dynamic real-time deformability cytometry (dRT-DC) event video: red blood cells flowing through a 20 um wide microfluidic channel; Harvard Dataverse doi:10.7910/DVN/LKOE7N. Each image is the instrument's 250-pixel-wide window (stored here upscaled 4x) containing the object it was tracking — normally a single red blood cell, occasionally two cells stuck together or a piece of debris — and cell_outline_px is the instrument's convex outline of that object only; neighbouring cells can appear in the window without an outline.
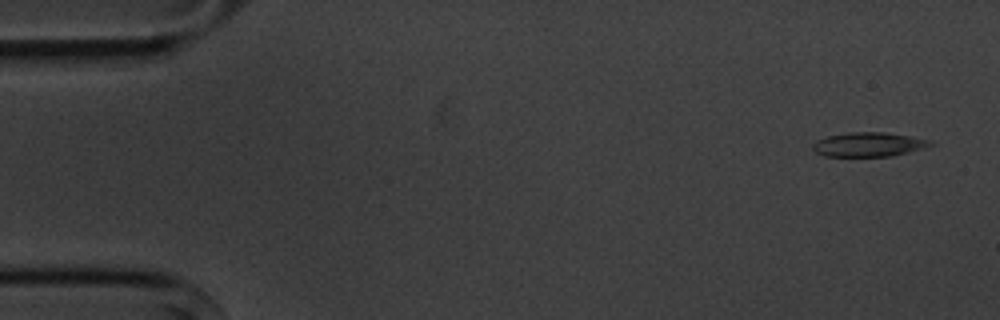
{"species": "common noctule bat (a hibernating species)", "species_latin": "Nyctalus noctula", "temperature_condition": "cold", "stored_images_in_passage": 7, "camera_frame_rate_fps": 3000, "um_per_image_px": 0.085, "animal": {"sex": "male", "body_mass_g": 20.1, "forearm_length_mm": 53.5}, "frame": {"image": 1, "passage_image": 1, "time_ms": 0.0, "image_size_px": [1000, 320], "cell_outline_px": [[936, 144], [924, 148], [892, 156], [824, 156], [816, 152], [812, 148], [812, 144], [816, 140], [828, 136], [848, 132], [884, 132], [932, 140]], "centroid_in_image_um": [73.84, 12.28], "position_along_channel_um": 11.2, "area_um2": 16.65}}
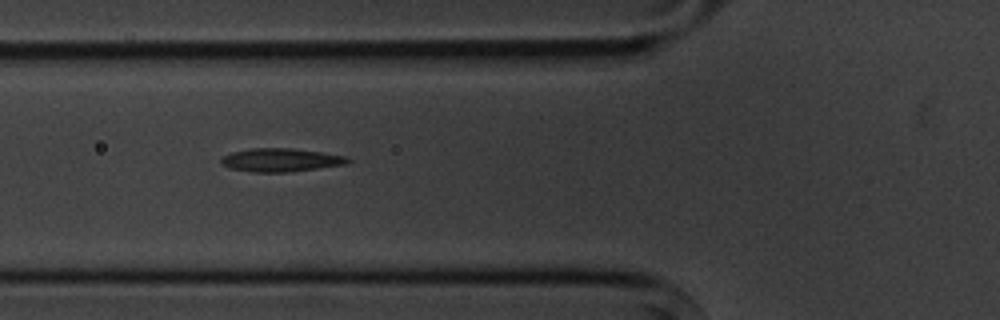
{"frame": {"image": 2, "passage_image": 6, "time_ms": 5.667, "image_size_px": [1000, 320], "cell_outline_px": [[352, 160], [348, 164], [288, 172], [252, 172], [232, 168], [220, 164], [220, 156], [232, 152], [252, 148], [292, 148], [320, 152], [344, 156]], "centroid_in_image_um": [23.84, 13.6], "position_along_channel_um": 102.0, "area_um2": 17.22}}
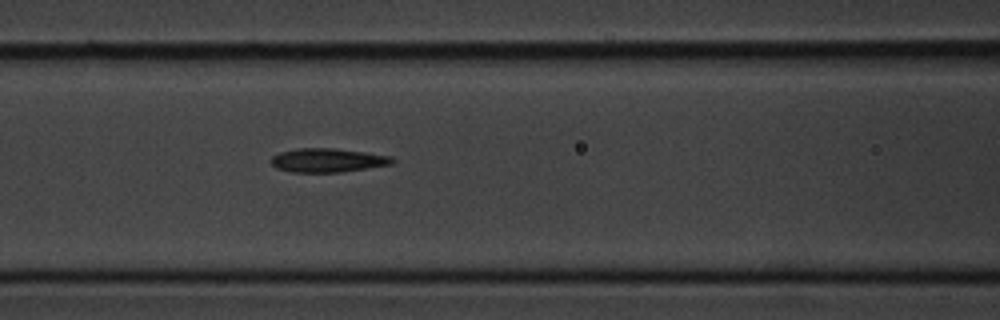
{"frame": {"image": 3, "passage_image": 7, "time_ms": 6.667, "image_size_px": [1000, 320], "cell_outline_px": [[396, 160], [392, 164], [340, 172], [292, 172], [276, 168], [268, 160], [272, 156], [280, 152], [296, 148], [332, 148], [364, 152], [392, 156]], "centroid_in_image_um": [27.82, 13.62], "position_along_channel_um": 138.8, "area_um2": 16.88}}